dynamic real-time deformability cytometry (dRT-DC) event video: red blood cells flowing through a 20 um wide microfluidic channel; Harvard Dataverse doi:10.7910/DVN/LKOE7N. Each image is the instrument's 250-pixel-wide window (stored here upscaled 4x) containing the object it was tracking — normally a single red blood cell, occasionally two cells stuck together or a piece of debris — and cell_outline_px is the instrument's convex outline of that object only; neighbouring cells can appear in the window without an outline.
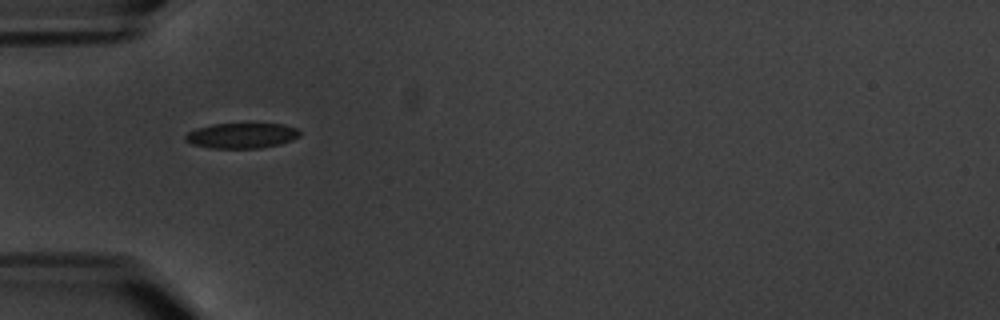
{"species": "common noctule bat (a hibernating species)", "species_latin": "Nyctalus noctula", "temperature_condition": "warm", "stored_images_in_passage": 2, "camera_frame_rate_fps": 3000, "um_per_image_px": 0.085, "animal": {"sex": "male", "body_mass_g": 20.1, "forearm_length_mm": 53.5}, "frame": {"image": 1, "passage_image": 1, "time_ms": 0.0, "image_size_px": [1000, 320], "cell_outline_px": [[300, 136], [292, 140], [280, 144], [260, 148], [208, 148], [192, 144], [184, 140], [184, 136], [188, 132], [196, 128], [212, 124], [280, 124], [296, 128], [300, 132]], "centroid_in_image_um": [20.51, 11.53], "position_along_channel_um": 64.5, "area_um2": 16.88}}